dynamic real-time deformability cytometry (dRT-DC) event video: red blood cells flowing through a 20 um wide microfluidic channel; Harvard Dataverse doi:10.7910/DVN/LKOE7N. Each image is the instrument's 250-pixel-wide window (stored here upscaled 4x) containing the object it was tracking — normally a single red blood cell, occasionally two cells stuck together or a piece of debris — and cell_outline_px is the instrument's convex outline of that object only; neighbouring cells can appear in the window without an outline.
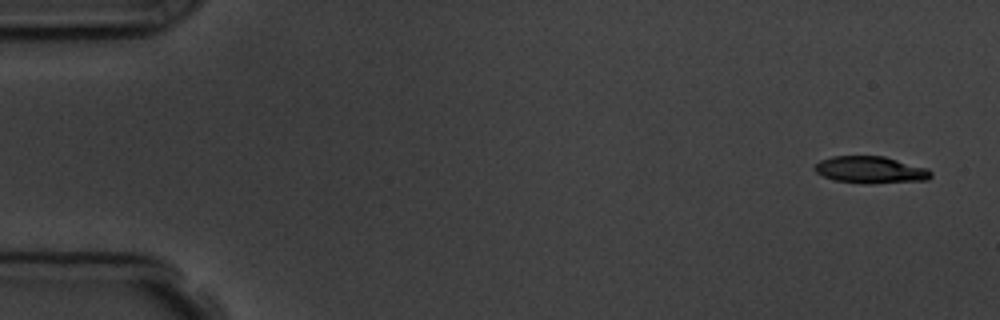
{"species": "common noctule bat (a hibernating species)", "species_latin": "Nyctalus noctula", "temperature_condition": "room temperature", "stored_images_in_passage": 6, "camera_frame_rate_fps": 3000, "um_per_image_px": 0.085, "animal": {"sex": "male", "body_mass_g": 19.5, "forearm_length_mm": 54.6}, "frame": {"image": 1, "passage_image": 1, "time_ms": 0.0, "image_size_px": [1000, 320], "cell_outline_px": [[932, 176], [928, 180], [872, 184], [864, 184], [836, 180], [824, 176], [816, 172], [816, 164], [820, 160], [832, 156], [884, 156], [928, 168], [932, 172]], "centroid_in_image_um": [74.05, 14.44], "position_along_channel_um": 10.9, "area_um2": 18.32}}
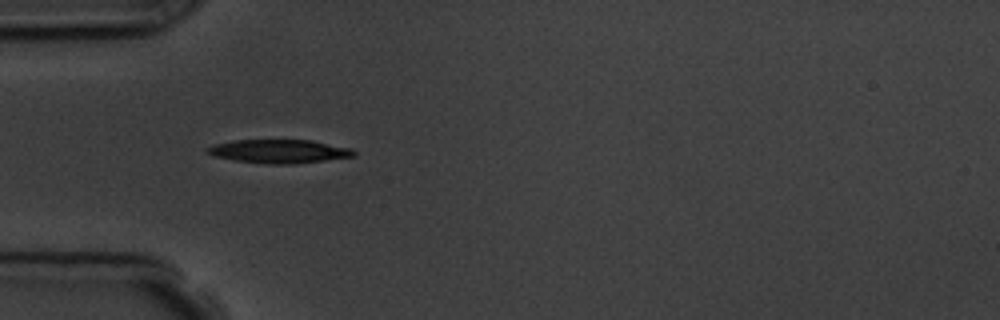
{"frame": {"image": 2, "passage_image": 5, "time_ms": 4.667, "image_size_px": [1000, 320], "cell_outline_px": [[356, 156], [292, 164], [268, 164], [236, 160], [212, 156], [204, 148], [212, 144], [232, 140], [312, 140], [352, 148], [356, 152]], "centroid_in_image_um": [23.71, 12.85], "position_along_channel_um": 61.3, "area_um2": 20.23}}